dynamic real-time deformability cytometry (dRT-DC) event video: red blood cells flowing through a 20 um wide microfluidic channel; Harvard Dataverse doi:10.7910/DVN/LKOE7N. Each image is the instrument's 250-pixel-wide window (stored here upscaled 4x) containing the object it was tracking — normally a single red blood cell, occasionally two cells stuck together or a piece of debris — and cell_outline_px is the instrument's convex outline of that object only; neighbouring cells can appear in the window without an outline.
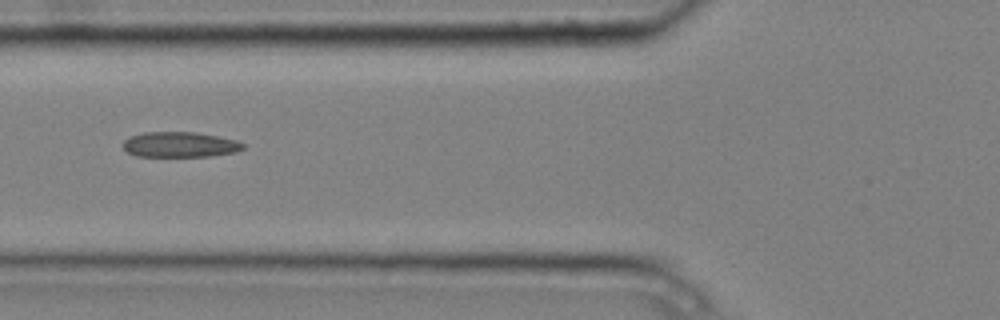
{"species": "common noctule bat (a hibernating species)", "species_latin": "Nyctalus noctula", "temperature_condition": "cold", "stored_images_in_passage": 2, "camera_frame_rate_fps": 3000, "um_per_image_px": 0.085, "animal": {"sex": "male", "body_mass_g": 20.4}, "frame": {"image": 1, "passage_image": 2, "time_ms": 0.333, "image_size_px": [1000, 320], "cell_outline_px": [[244, 148], [236, 152], [208, 156], [136, 156], [128, 152], [120, 144], [124, 140], [132, 136], [144, 132], [196, 132], [236, 140], [244, 144]], "centroid_in_image_um": [15.27, 12.29], "position_along_channel_um": 110.5, "area_um2": 17.63}}